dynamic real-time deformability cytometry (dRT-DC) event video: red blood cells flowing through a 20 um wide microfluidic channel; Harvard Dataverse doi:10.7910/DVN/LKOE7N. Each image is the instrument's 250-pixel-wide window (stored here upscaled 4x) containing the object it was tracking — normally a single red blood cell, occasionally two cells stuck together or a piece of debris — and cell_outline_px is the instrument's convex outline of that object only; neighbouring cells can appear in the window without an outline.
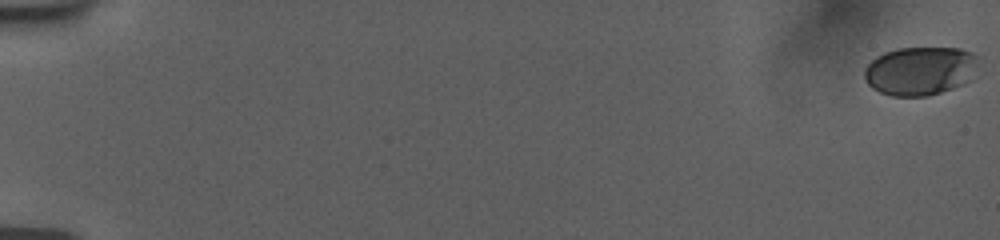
{"species": "human", "species_latin": "Homo sapiens", "temperature_condition": "room temperature", "stored_images_in_passage": 57, "camera_frame_rate_fps": 3000, "um_per_image_px": 0.085, "donor": {"sex": "female"}, "frame": {"image": 1, "passage_image": 1, "time_ms": 0.0, "image_size_px": [1000, 240], "cell_outline_px": [[980, 76], [964, 84], [928, 96], [892, 96], [880, 92], [872, 88], [868, 84], [864, 76], [864, 68], [876, 56], [884, 52], [896, 48], [960, 48], [972, 52], [976, 56]], "centroid_in_image_um": [78.27, 6.02], "position_along_channel_um": 6.7, "area_um2": 32.95}}
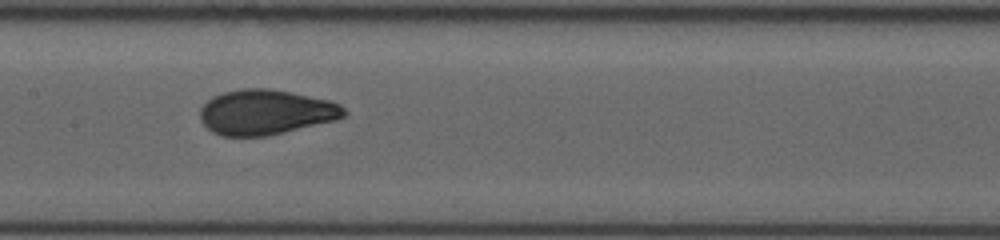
{"frame": {"image": 2, "passage_image": 31, "time_ms": 10.0, "image_size_px": [1000, 240], "cell_outline_px": [[348, 112], [344, 116], [336, 120], [268, 136], [224, 136], [212, 132], [200, 120], [200, 108], [212, 96], [224, 92], [240, 88], [268, 88], [292, 92], [328, 100], [340, 104]], "centroid_in_image_um": [22.58, 9.53], "position_along_channel_um": 184.8, "area_um2": 37.92}}
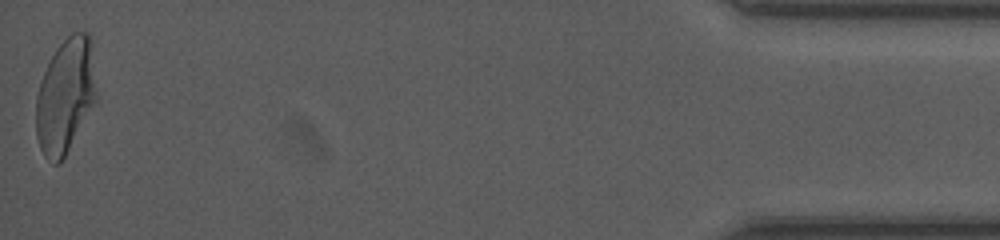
{"frame": {"image": 3, "passage_image": 57, "time_ms": 18.667, "image_size_px": [1000, 240], "cell_outline_px": [[96, 100], [60, 164], [52, 164], [44, 156], [40, 148], [36, 136], [36, 96], [44, 72], [56, 48], [72, 32], [88, 32], [96, 96]], "centroid_in_image_um": [5.51, 8.2], "position_along_channel_um": 429.7, "area_um2": 39.48}, "authors_computed_cell_mechanics": {"area_um2": 36.8764, "velocity_mm_per_s": 3.7791, "shape_relaxation_time_tau1_ms": 6.2768, "shape_relaxation_time_tau2_ms": null, "deformation_change_tau1": 0.1941, "deformation_change_tau2": null}}